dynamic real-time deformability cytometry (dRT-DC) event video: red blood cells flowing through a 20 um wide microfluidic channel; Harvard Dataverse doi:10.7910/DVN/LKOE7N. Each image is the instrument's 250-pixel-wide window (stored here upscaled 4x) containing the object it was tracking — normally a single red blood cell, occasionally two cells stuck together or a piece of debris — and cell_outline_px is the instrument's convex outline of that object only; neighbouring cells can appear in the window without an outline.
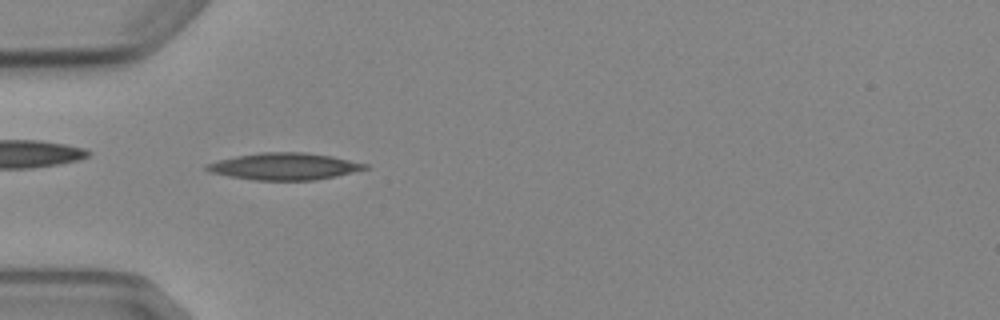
{"species": "Egyptian fruit bat (a non-hibernating species)", "species_latin": "Rousettus aegyptiacus", "temperature_condition": "cold", "stored_images_in_passage": 6, "camera_frame_rate_fps": 3000, "um_per_image_px": 0.085, "animal": {"sex": "female"}, "frame": {"image": 1, "passage_image": 5, "time_ms": 4.667, "image_size_px": [1000, 320], "cell_outline_px": [[372, 168], [336, 176], [316, 180], [252, 180], [228, 176], [208, 172], [204, 168], [204, 164], [236, 156], [260, 152], [304, 152], [332, 156], [368, 164]], "centroid_in_image_um": [24.18, 14.14], "position_along_channel_um": 60.8, "area_um2": 25.03}}
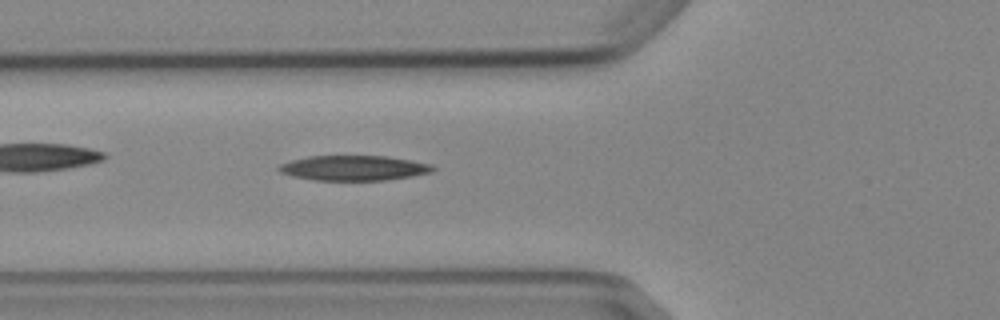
{"frame": {"image": 2, "passage_image": 6, "time_ms": 5.667, "image_size_px": [1000, 320], "cell_outline_px": [[436, 168], [432, 172], [412, 176], [384, 180], [316, 180], [292, 176], [280, 172], [276, 168], [280, 164], [292, 160], [308, 156], [388, 156], [412, 160], [432, 164]], "centroid_in_image_um": [30.09, 14.27], "position_along_channel_um": 95.7, "area_um2": 22.48}}